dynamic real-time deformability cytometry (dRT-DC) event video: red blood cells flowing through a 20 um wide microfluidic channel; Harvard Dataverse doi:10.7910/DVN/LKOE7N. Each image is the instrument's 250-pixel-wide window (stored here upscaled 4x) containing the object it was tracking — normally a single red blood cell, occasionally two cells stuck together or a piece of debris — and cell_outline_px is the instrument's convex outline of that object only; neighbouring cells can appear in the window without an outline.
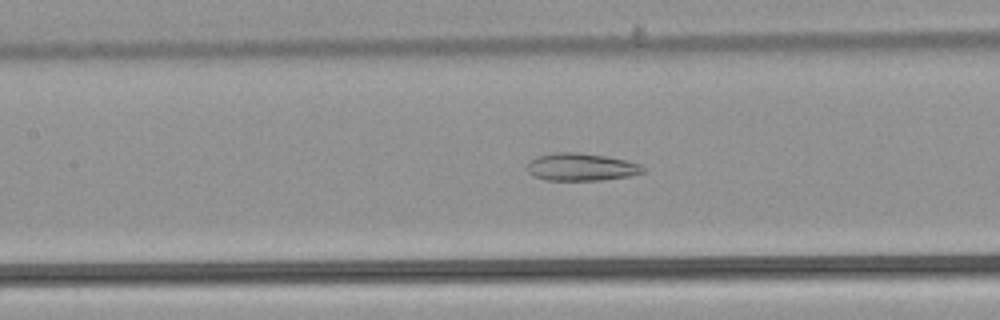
{"species": "common noctule bat (a hibernating species)", "species_latin": "Nyctalus noctula", "temperature_condition": "warm", "stored_images_in_passage": 11, "camera_frame_rate_fps": 3000, "um_per_image_px": 0.085, "animal": {"sex": "male", "body_mass_g": 21.5, "forearm_length_mm": 52.0}, "frame": {"image": 1, "passage_image": 5, "time_ms": 1.333, "image_size_px": [1000, 320], "cell_outline_px": [[644, 172], [628, 176], [600, 180], [544, 180], [532, 176], [528, 172], [528, 164], [536, 156], [556, 152], [580, 152], [604, 156], [624, 160], [640, 164], [644, 168]], "centroid_in_image_um": [49.36, 14.19], "position_along_channel_um": 158.0, "area_um2": 18.5}}
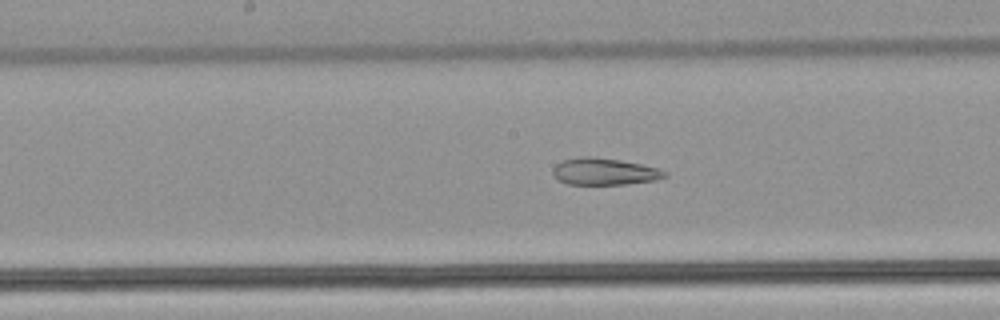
{"frame": {"image": 2, "passage_image": 8, "time_ms": 2.333, "image_size_px": [1000, 320], "cell_outline_px": [[668, 176], [656, 180], [628, 184], [568, 184], [560, 180], [552, 172], [552, 168], [556, 164], [564, 160], [580, 156], [588, 156], [620, 160], [640, 164], [656, 168], [668, 172]], "centroid_in_image_um": [51.39, 14.58], "position_along_channel_um": 196.8, "area_um2": 17.4}}